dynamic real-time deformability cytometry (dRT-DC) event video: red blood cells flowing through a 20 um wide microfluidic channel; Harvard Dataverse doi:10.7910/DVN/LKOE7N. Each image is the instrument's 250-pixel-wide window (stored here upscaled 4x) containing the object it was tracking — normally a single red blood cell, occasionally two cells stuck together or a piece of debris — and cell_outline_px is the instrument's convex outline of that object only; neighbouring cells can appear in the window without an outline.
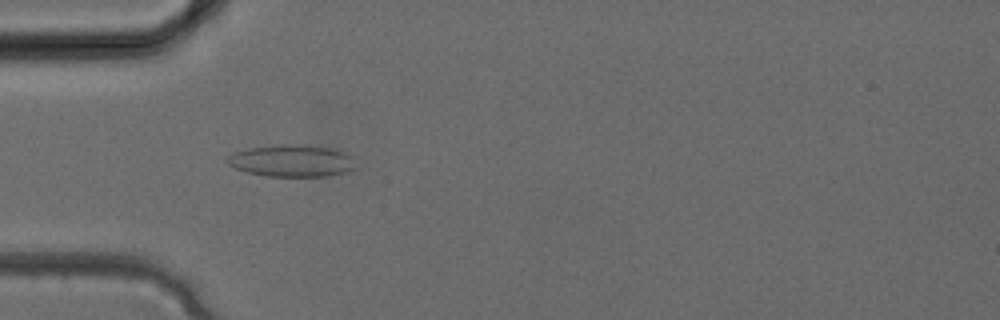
{"species": "common noctule bat (a hibernating species)", "species_latin": "Nyctalus noctula", "temperature_condition": "cold", "stored_images_in_passage": 33, "camera_frame_rate_fps": 3000, "um_per_image_px": 0.085, "animal": {"sex": "female", "body_mass_g": 24.6, "forearm_length_mm": 56.2}, "frame": {"image": 1, "passage_image": 10, "time_ms": 3.0, "image_size_px": [1000, 320], "cell_outline_px": [[356, 168], [344, 172], [328, 176], [268, 176], [248, 172], [236, 168], [228, 164], [228, 156], [236, 152], [248, 148], [280, 144], [304, 144], [336, 148], [348, 152]], "centroid_in_image_um": [24.85, 13.65], "position_along_channel_um": 60.1, "area_um2": 23.99}}
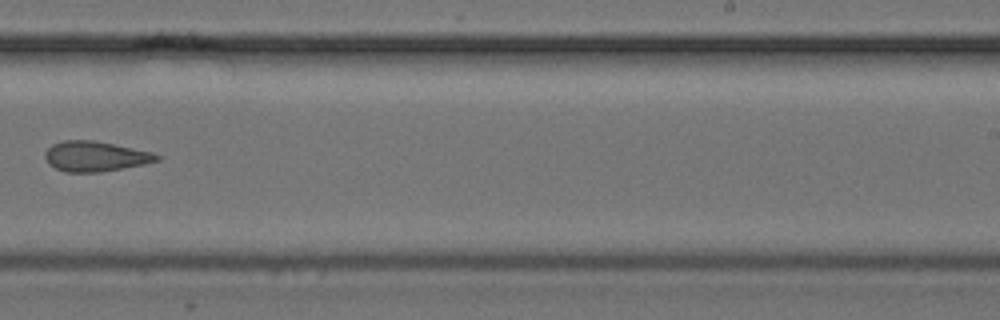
{"frame": {"image": 2, "passage_image": 21, "time_ms": 6.667, "image_size_px": [1000, 320], "cell_outline_px": [[160, 160], [144, 164], [100, 172], [64, 172], [48, 164], [44, 156], [44, 152], [52, 144], [64, 140], [92, 140], [152, 152], [160, 156]], "centroid_in_image_um": [8.06, 13.29], "position_along_channel_um": 280.9, "area_um2": 19.54}}
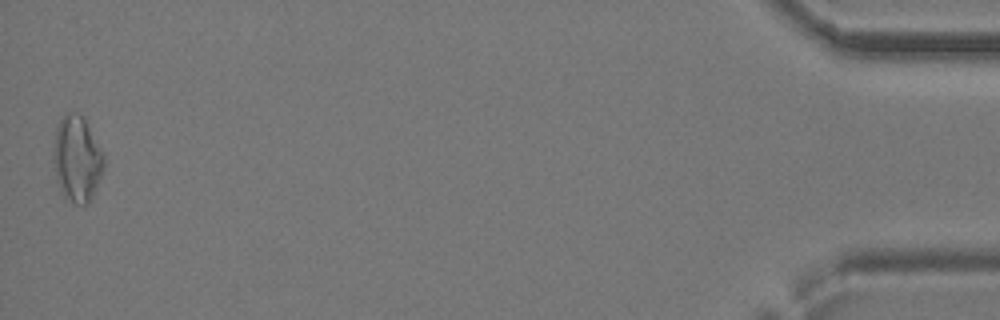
{"frame": {"image": 3, "passage_image": 33, "time_ms": 10.667, "image_size_px": [1000, 320], "cell_outline_px": [[104, 168], [92, 196], [88, 204], [76, 204], [64, 196], [56, 180], [52, 160], [52, 152], [56, 128], [60, 120], [68, 112], [80, 112], [84, 116], [104, 152]], "centroid_in_image_um": [6.54, 13.46], "position_along_channel_um": 428.7, "area_um2": 25.66}}